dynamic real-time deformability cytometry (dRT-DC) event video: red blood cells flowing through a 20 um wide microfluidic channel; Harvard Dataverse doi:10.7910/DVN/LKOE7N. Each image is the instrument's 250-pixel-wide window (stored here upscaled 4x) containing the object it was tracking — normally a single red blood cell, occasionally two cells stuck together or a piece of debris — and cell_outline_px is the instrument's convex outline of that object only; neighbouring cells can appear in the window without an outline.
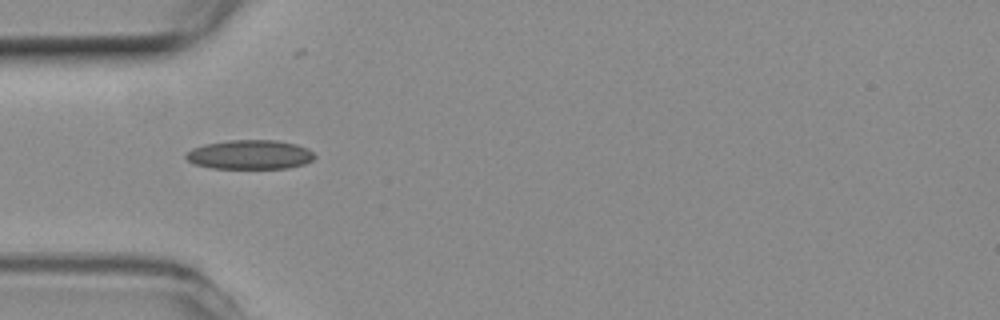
{"species": "common noctule bat (a hibernating species)", "species_latin": "Nyctalus noctula", "temperature_condition": "room temperature", "stored_images_in_passage": 20, "camera_frame_rate_fps": 3000, "um_per_image_px": 0.085, "animal": {"sex": "female", "body_mass_g": 19.3, "forearm_length_mm": 54.1}, "frame": {"image": 1, "passage_image": 1, "time_ms": 0.0, "image_size_px": [1000, 320], "cell_outline_px": [[316, 156], [312, 160], [304, 164], [288, 168], [212, 168], [196, 164], [188, 160], [184, 156], [192, 148], [204, 144], [228, 140], [276, 140], [296, 144], [308, 148]], "centroid_in_image_um": [21.26, 13.14], "position_along_channel_um": 63.7, "area_um2": 21.91}}
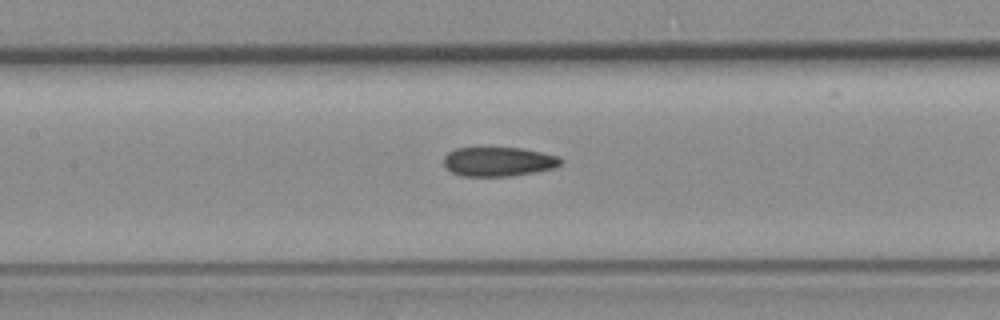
{"frame": {"image": 2, "passage_image": 9, "time_ms": 2.667, "image_size_px": [1000, 320], "cell_outline_px": [[564, 160], [556, 168], [512, 176], [460, 176], [452, 172], [444, 164], [444, 156], [448, 152], [456, 148], [524, 148], [560, 156]], "centroid_in_image_um": [42.41, 13.74], "position_along_channel_um": 165.0, "area_um2": 20.11}}
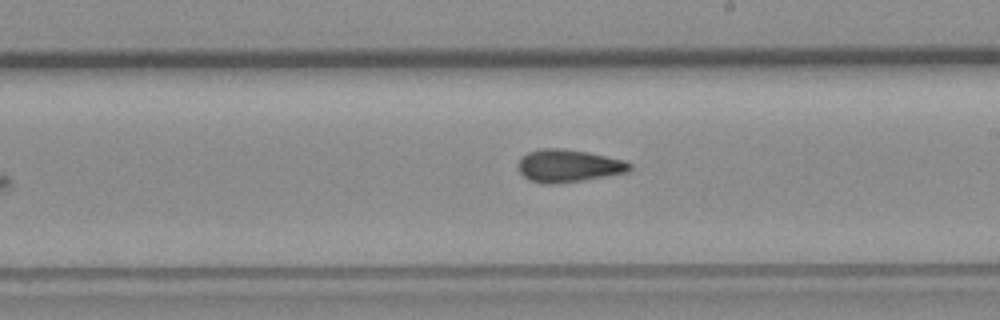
{"frame": {"image": 3, "passage_image": 15, "time_ms": 4.667, "image_size_px": [1000, 320], "cell_outline_px": [[632, 168], [628, 172], [580, 180], [552, 184], [544, 184], [528, 180], [520, 172], [520, 156], [528, 152], [544, 148], [560, 148], [588, 152], [624, 160], [632, 164]], "centroid_in_image_um": [48.32, 14.08], "position_along_channel_um": 240.7, "area_um2": 20.98}}